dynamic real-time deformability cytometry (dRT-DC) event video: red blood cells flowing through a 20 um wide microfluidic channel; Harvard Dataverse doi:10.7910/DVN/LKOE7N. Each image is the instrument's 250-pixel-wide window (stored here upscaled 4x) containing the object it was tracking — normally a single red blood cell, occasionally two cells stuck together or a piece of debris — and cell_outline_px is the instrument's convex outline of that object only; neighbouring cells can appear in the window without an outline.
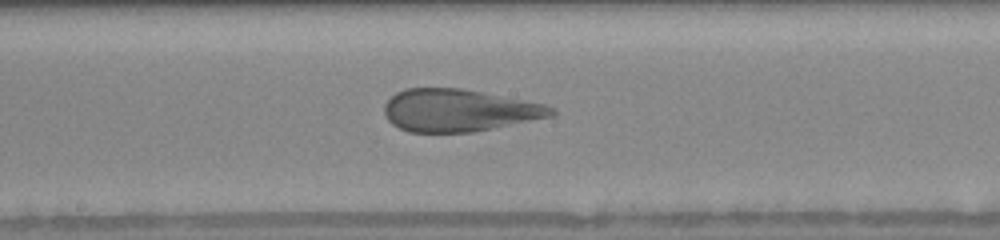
{"species": "human", "species_latin": "Homo sapiens", "temperature_condition": "warm", "stored_images_in_passage": 16, "camera_frame_rate_fps": 3000, "um_per_image_px": 0.085, "donor": {"sex": "female"}, "frame": {"image": 1, "passage_image": 14, "time_ms": 8.667, "image_size_px": [1000, 240], "cell_outline_px": [[556, 112], [552, 116], [472, 132], [408, 132], [392, 124], [384, 116], [384, 104], [396, 92], [404, 88], [460, 88], [484, 92], [544, 104], [556, 108]], "centroid_in_image_um": [38.97, 9.37], "position_along_channel_um": 209.2, "area_um2": 41.15}}
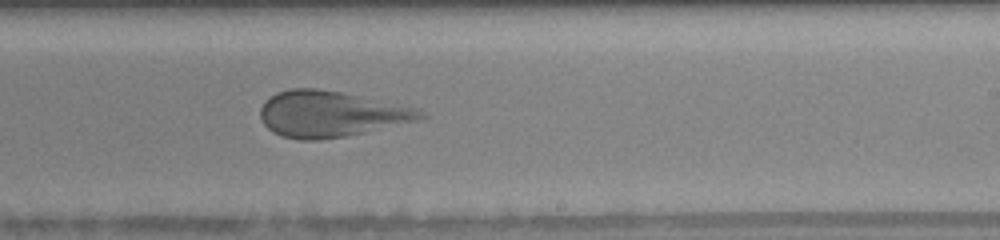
{"frame": {"image": 2, "passage_image": 16, "time_ms": 10.0, "image_size_px": [1000, 240], "cell_outline_px": [[428, 116], [424, 120], [348, 136], [320, 140], [296, 140], [280, 136], [272, 132], [264, 124], [260, 116], [260, 108], [264, 100], [276, 92], [288, 88], [316, 88], [340, 92], [420, 108]], "centroid_in_image_um": [28.15, 9.7], "position_along_channel_um": 260.9, "area_um2": 43.64}}